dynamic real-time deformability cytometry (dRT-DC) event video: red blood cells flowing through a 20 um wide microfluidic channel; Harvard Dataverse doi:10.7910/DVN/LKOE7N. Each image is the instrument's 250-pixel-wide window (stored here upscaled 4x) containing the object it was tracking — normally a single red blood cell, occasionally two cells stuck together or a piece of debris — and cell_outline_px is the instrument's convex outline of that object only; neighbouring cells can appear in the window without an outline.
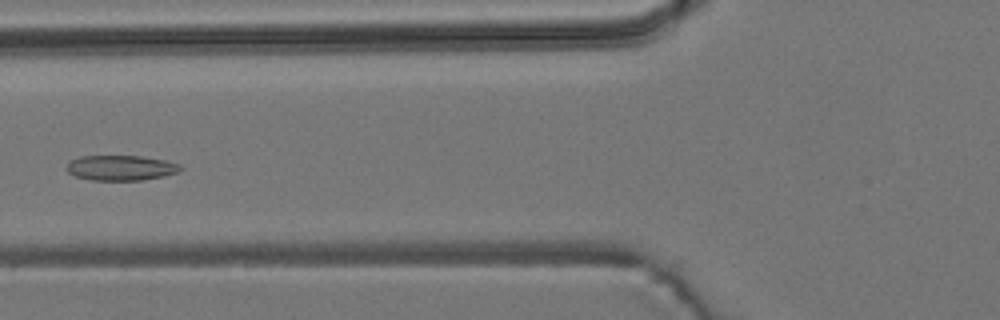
{"species": "common noctule bat (a hibernating species)", "species_latin": "Nyctalus noctula", "temperature_condition": "room temperature", "stored_images_in_passage": 5, "camera_frame_rate_fps": 3000, "um_per_image_px": 0.085, "animal": {"sex": "male", "body_mass_g": 19.2, "forearm_length_mm": 51.8}, "frame": {"image": 1, "passage_image": 5, "time_ms": 5.667, "image_size_px": [1000, 320], "cell_outline_px": [[184, 168], [180, 172], [164, 176], [140, 180], [92, 180], [76, 176], [68, 172], [64, 168], [72, 160], [80, 156], [140, 156], [164, 160], [180, 164]], "centroid_in_image_um": [10.3, 14.27], "position_along_channel_um": 115.5, "area_um2": 16.7}}